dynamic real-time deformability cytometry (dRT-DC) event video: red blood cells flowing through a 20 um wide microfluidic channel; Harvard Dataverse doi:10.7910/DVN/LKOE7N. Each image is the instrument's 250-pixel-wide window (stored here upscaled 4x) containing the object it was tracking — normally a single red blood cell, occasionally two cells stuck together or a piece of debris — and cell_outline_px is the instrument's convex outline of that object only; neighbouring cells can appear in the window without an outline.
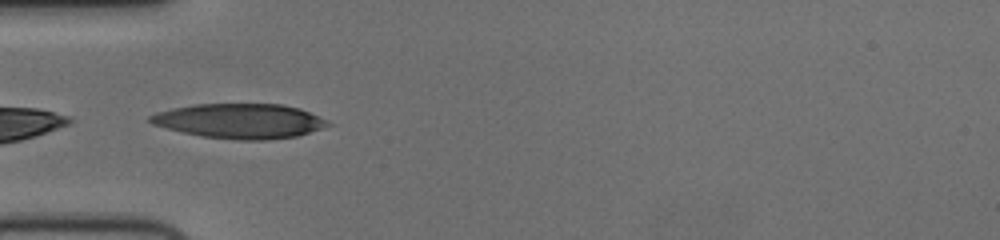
{"species": "human", "species_latin": "Homo sapiens", "temperature_condition": "cold", "stored_images_in_passage": 35, "camera_frame_rate_fps": 3000, "um_per_image_px": 0.085, "donor": {"sex": "female"}, "frame": {"image": 1, "passage_image": 1, "time_ms": 0.0, "image_size_px": [1000, 240], "cell_outline_px": [[332, 124], [296, 136], [268, 140], [240, 140], [200, 136], [152, 124], [148, 120], [148, 116], [156, 112], [172, 108], [196, 104], [284, 104], [300, 108]], "centroid_in_image_um": [20.33, 10.28], "position_along_channel_um": 64.7, "area_um2": 35.66}}
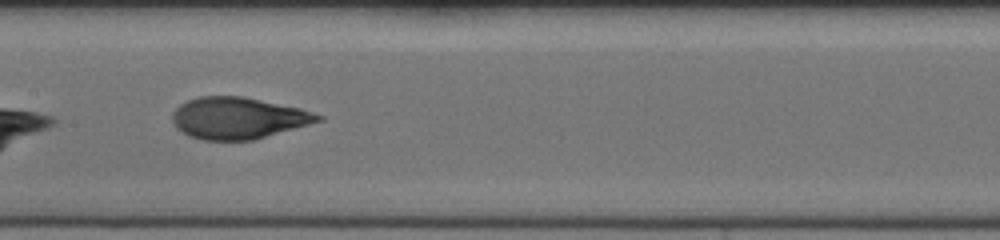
{"frame": {"image": 2, "passage_image": 11, "time_ms": 3.333, "image_size_px": [1000, 240], "cell_outline_px": [[324, 120], [252, 140], [204, 140], [188, 136], [176, 128], [172, 120], [172, 112], [180, 104], [196, 96], [244, 96], [300, 108], [324, 116]], "centroid_in_image_um": [20.22, 10.03], "position_along_channel_um": 187.2, "area_um2": 35.37}}
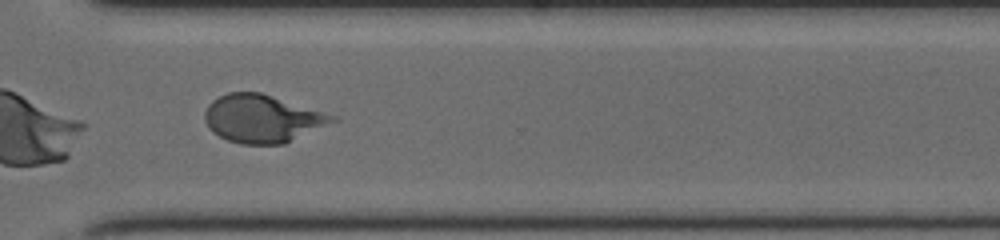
{"frame": {"image": 3, "passage_image": 24, "time_ms": 7.667, "image_size_px": [1000, 240], "cell_outline_px": [[340, 120], [284, 144], [240, 144], [228, 140], [212, 132], [208, 128], [204, 120], [204, 112], [208, 104], [212, 100], [228, 92], [260, 92], [336, 116]], "centroid_in_image_um": [22.28, 10.09], "position_along_channel_um": 348.3, "area_um2": 35.6}, "authors_computed_cell_mechanics": {"area_um2": 35.6626, "velocity_mm_per_s": 3.7122, "shape_relaxation_time_tau1_ms": 3.9715, "shape_relaxation_time_tau2_ms": 1.0648, "deformation_change_tau1": 0.1995, "deformation_change_tau2": 0.0732}}